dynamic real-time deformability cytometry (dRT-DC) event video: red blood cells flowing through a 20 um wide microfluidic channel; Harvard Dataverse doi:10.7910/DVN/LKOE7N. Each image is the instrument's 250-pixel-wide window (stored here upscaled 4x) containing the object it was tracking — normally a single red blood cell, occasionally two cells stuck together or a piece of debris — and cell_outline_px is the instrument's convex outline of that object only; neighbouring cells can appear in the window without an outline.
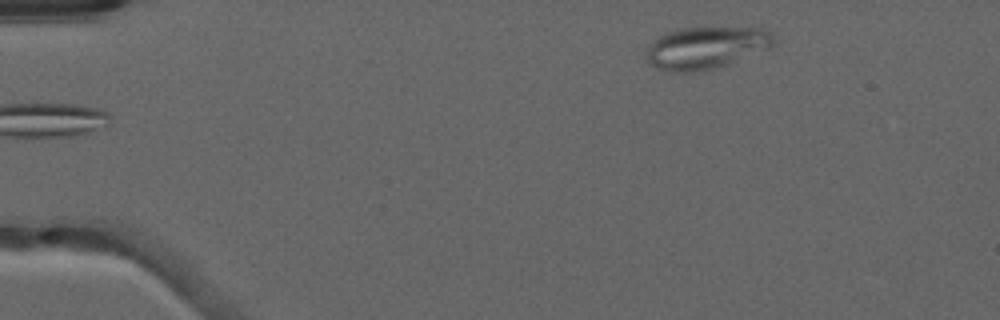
{"species": "common noctule bat (a hibernating species)", "species_latin": "Nyctalus noctula", "temperature_condition": "warm", "stored_images_in_passage": 44, "segment_of_instrument_passage": [1, 2], "camera_frame_rate_fps": 3000, "um_per_image_px": 0.085, "animal": {"sex": "male", "forearm_length_mm": 52.5}, "frame": {"image": 1, "passage_image": 1, "time_ms": 0.0, "image_size_px": [1000, 320], "cell_outline_px": [[776, 44], [768, 48], [724, 64], [712, 68], [688, 72], [676, 72], [656, 68], [648, 60], [648, 44], [652, 40], [664, 32], [680, 28], [760, 28], [768, 32], [776, 40]], "centroid_in_image_um": [59.96, 4.03], "position_along_channel_um": 25.0, "area_um2": 30.58}}